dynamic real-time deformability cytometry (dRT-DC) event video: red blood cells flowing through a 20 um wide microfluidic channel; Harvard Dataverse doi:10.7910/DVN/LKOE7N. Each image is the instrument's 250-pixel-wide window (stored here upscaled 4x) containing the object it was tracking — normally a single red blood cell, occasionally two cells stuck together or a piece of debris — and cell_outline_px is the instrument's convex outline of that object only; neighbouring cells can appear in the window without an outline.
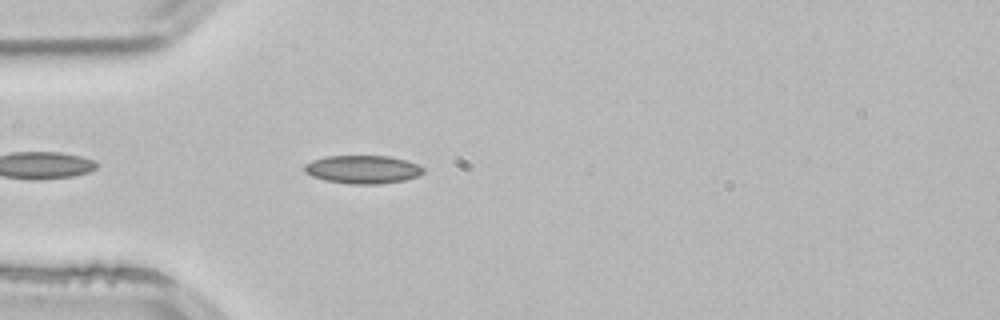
{"species": "common noctule bat (a hibernating species)", "species_latin": "Nyctalus noctula", "temperature_condition": "room temperature", "stored_images_in_passage": 11, "camera_frame_rate_fps": 3000, "um_per_image_px": 0.085, "animal": {"sex": "male", "body_mass_g": 21.5, "forearm_length_mm": 52.0}, "frame": {"image": 1, "passage_image": 4, "time_ms": 1.0, "image_size_px": [1000, 320], "cell_outline_px": [[424, 172], [420, 176], [404, 180], [380, 184], [348, 184], [324, 180], [312, 176], [304, 172], [304, 164], [312, 160], [324, 156], [388, 156], [404, 160], [416, 164], [424, 168]], "centroid_in_image_um": [30.81, 14.41], "position_along_channel_um": 54.2, "area_um2": 19.65}}